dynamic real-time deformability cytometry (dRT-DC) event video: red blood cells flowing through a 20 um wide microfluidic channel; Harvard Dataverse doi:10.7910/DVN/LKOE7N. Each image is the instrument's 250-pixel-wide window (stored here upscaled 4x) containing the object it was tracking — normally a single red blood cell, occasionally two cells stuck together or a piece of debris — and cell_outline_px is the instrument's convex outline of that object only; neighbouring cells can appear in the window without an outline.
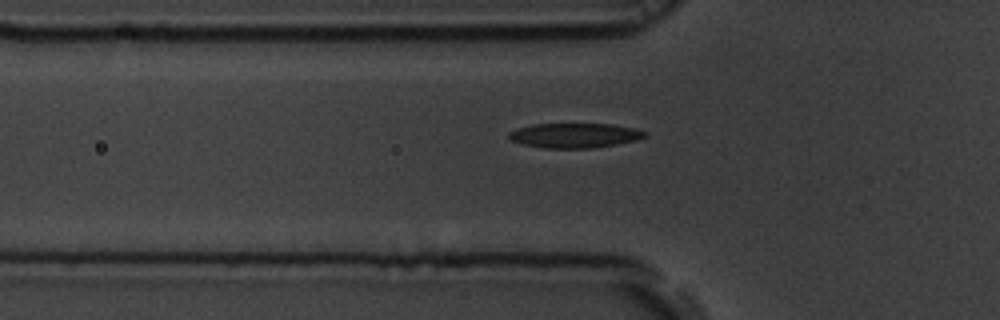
{"species": "common noctule bat (a hibernating species)", "species_latin": "Nyctalus noctula", "temperature_condition": "room temperature", "stored_images_in_passage": 40, "camera_frame_rate_fps": 3000, "um_per_image_px": 0.085, "animal": {"sex": "male", "body_mass_g": 19.5, "forearm_length_mm": 54.6}, "frame": {"image": 1, "passage_image": 5, "time_ms": 1.333, "image_size_px": [1000, 320], "cell_outline_px": [[648, 136], [636, 140], [616, 144], [592, 148], [544, 148], [520, 144], [512, 140], [508, 136], [508, 132], [516, 128], [532, 124], [612, 124], [632, 128], [648, 132]], "centroid_in_image_um": [48.82, 11.51], "position_along_channel_um": 77.0, "area_um2": 19.65}}
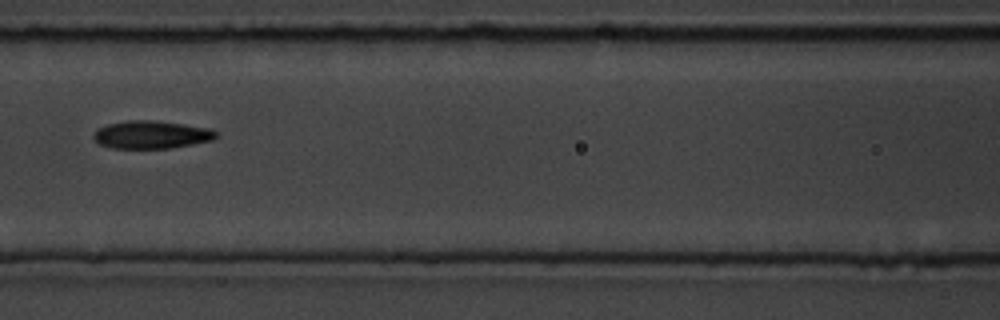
{"frame": {"image": 2, "passage_image": 11, "time_ms": 3.333, "image_size_px": [1000, 320], "cell_outline_px": [[220, 136], [212, 140], [192, 144], [168, 148], [112, 148], [100, 144], [92, 136], [96, 128], [108, 124], [128, 120], [156, 120], [212, 128]], "centroid_in_image_um": [12.88, 11.43], "position_along_channel_um": 153.7, "area_um2": 20.0}}
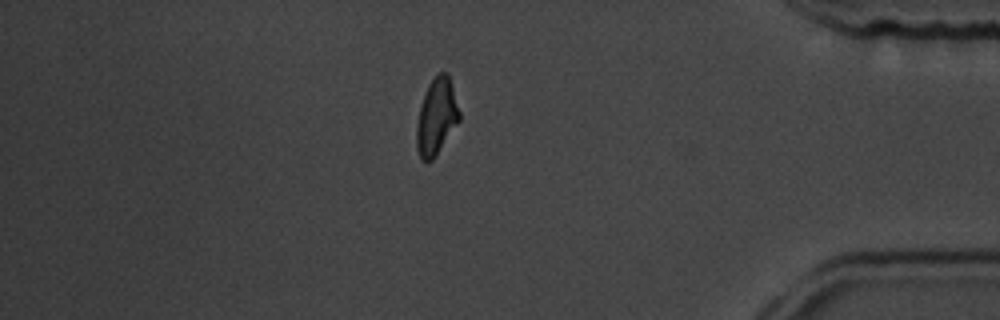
{"frame": {"image": 3, "passage_image": 33, "time_ms": 10.667, "image_size_px": [1000, 320], "cell_outline_px": [[460, 120], [432, 160], [428, 164], [420, 160], [416, 148], [416, 128], [420, 108], [428, 84], [440, 72], [448, 72], [460, 112]], "centroid_in_image_um": [37.09, 9.96], "position_along_channel_um": 398.1, "area_um2": 18.96}}